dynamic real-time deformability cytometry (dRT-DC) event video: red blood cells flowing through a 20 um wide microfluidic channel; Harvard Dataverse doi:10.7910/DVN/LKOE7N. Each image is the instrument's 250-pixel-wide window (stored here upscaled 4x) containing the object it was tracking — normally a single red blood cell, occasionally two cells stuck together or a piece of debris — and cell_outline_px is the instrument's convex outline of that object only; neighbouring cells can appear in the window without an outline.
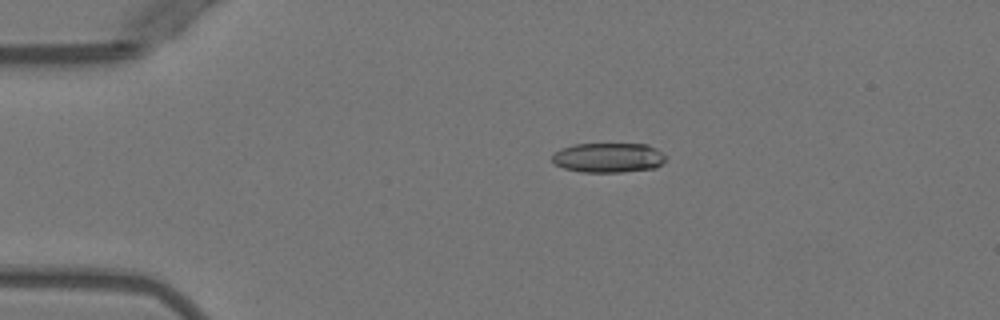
{"species": "Egyptian fruit bat (a non-hibernating species)", "species_latin": "Rousettus aegyptiacus", "temperature_condition": "warm", "stored_images_in_passage": 4, "camera_frame_rate_fps": 3000, "um_per_image_px": 0.085, "animal": {"sex": "female"}, "frame": {"image": 1, "passage_image": 3, "time_ms": 2.333, "image_size_px": [1000, 320], "cell_outline_px": [[668, 156], [656, 168], [624, 172], [580, 172], [564, 168], [556, 164], [552, 160], [552, 156], [560, 148], [576, 144], [648, 144], [656, 148]], "centroid_in_image_um": [51.74, 13.4], "position_along_channel_um": 33.3, "area_um2": 19.77}}